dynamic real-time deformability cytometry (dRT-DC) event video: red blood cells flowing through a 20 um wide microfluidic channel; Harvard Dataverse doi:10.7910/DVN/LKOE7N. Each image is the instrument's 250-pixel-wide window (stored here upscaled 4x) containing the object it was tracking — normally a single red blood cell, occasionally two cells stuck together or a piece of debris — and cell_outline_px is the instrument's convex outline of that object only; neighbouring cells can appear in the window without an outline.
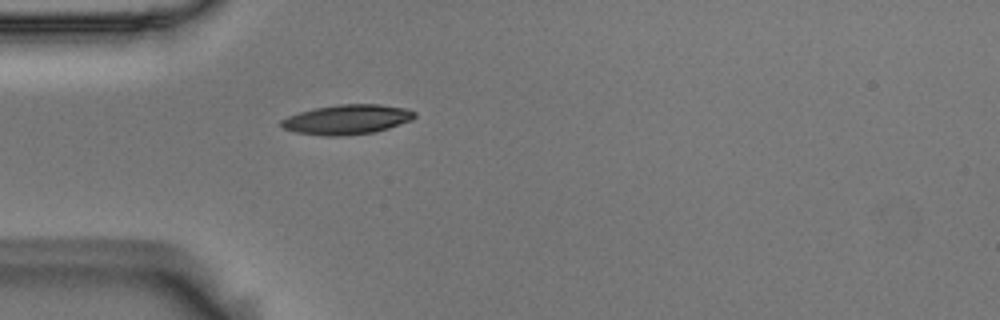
{"species": "Egyptian fruit bat (a non-hibernating species)", "species_latin": "Rousettus aegyptiacus", "temperature_condition": "room temperature", "stored_images_in_passage": 41, "camera_frame_rate_fps": 3000, "um_per_image_px": 0.085, "animal": {"sex": "male"}, "frame": {"image": 1, "passage_image": 3, "time_ms": 0.667, "image_size_px": [1000, 320], "cell_outline_px": [[416, 116], [412, 120], [376, 132], [340, 136], [324, 136], [296, 132], [284, 128], [280, 124], [280, 120], [288, 116], [300, 112], [316, 108], [340, 104], [380, 104], [408, 108], [416, 112]], "centroid_in_image_um": [29.54, 10.15], "position_along_channel_um": 55.5, "area_um2": 23.12}}
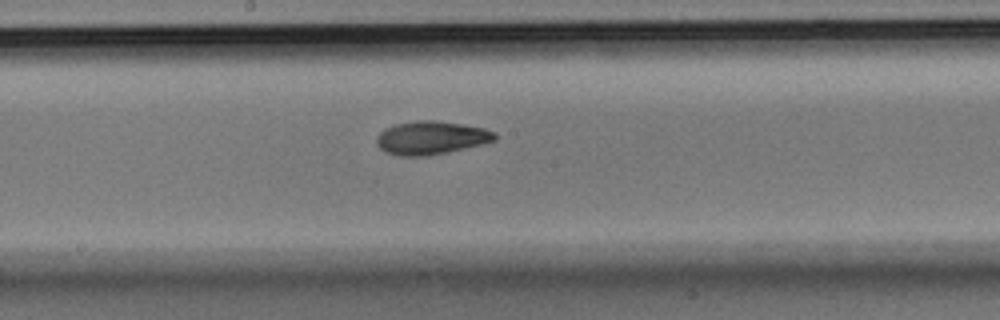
{"frame": {"image": 2, "passage_image": 16, "time_ms": 5.0, "image_size_px": [1000, 320], "cell_outline_px": [[496, 140], [448, 152], [428, 156], [400, 156], [384, 152], [376, 144], [376, 136], [384, 128], [396, 124], [416, 120], [432, 120], [464, 124], [484, 128], [496, 132]], "centroid_in_image_um": [36.61, 11.71], "position_along_channel_um": 211.6, "area_um2": 23.06}}
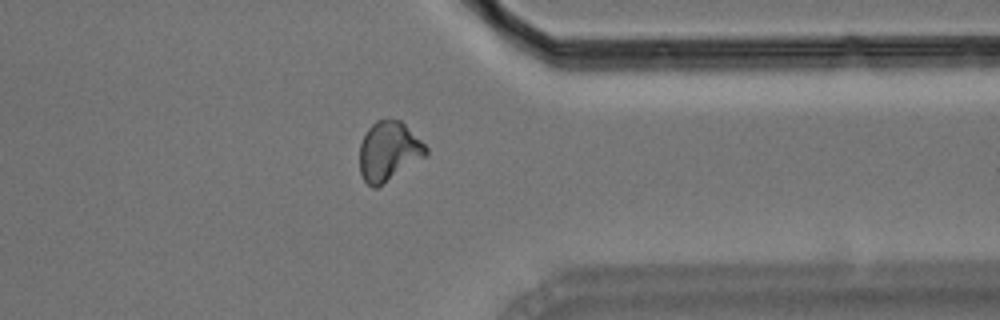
{"frame": {"image": 3, "passage_image": 30, "time_ms": 9.667, "image_size_px": [1000, 320], "cell_outline_px": [[428, 152], [424, 156], [376, 188], [372, 188], [364, 180], [360, 172], [360, 144], [368, 128], [376, 120], [400, 120], [428, 148]], "centroid_in_image_um": [33.0, 12.85], "position_along_channel_um": 378.4, "area_um2": 22.31}, "authors_computed_cell_mechanics": {"area_um2": 22.3108, "velocity_mm_per_s": 3.7157, "shape_relaxation_time_tau1_ms": 5.6472, "shape_relaxation_time_tau2_ms": 2.9535, "deformation_change_tau1": 0.1648, "deformation_change_tau2": 0.0784}}